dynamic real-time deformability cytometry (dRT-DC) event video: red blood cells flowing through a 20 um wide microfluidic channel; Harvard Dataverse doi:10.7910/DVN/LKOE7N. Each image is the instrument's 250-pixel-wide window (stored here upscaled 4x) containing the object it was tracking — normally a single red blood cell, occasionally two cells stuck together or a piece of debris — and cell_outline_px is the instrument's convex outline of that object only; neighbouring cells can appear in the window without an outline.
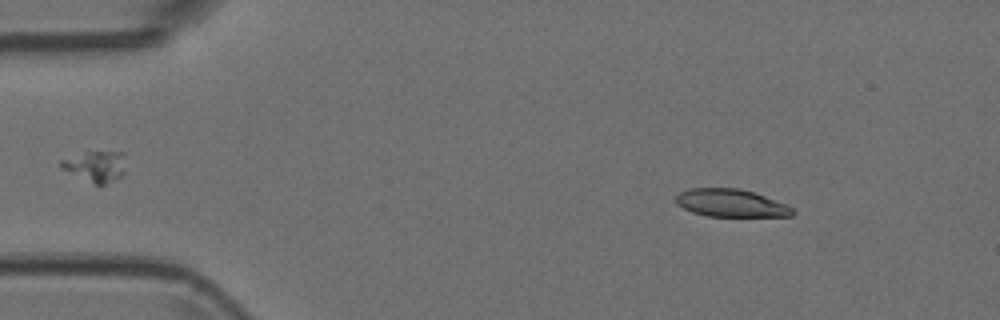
{"species": "Egyptian fruit bat (a non-hibernating species)", "species_latin": "Rousettus aegyptiacus", "temperature_condition": "room temperature", "stored_images_in_passage": 3, "camera_frame_rate_fps": 3000, "um_per_image_px": 0.085, "animal": {"sex": "female"}, "frame": {"image": 1, "passage_image": 1, "time_ms": 0.0, "image_size_px": [1000, 320], "cell_outline_px": [[796, 212], [792, 216], [708, 216], [692, 212], [676, 204], [676, 196], [680, 192], [688, 188], [740, 188], [788, 204]], "centroid_in_image_um": [62.14, 17.26], "position_along_channel_um": 22.9, "area_um2": 18.84}}